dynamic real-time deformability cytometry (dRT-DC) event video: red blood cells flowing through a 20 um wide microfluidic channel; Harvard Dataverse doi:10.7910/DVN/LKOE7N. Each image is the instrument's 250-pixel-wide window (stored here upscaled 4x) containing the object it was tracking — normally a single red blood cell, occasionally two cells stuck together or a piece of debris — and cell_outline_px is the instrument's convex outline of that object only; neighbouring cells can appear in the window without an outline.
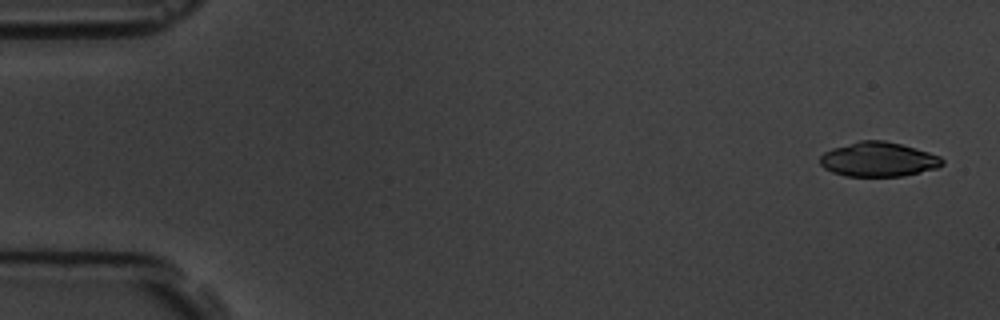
{"species": "common noctule bat (a hibernating species)", "species_latin": "Nyctalus noctula", "temperature_condition": "room temperature", "stored_images_in_passage": 13, "camera_frame_rate_fps": 3000, "um_per_image_px": 0.085, "animal": {"sex": "male", "body_mass_g": 19.5, "forearm_length_mm": 54.6}, "frame": {"image": 1, "passage_image": 1, "time_ms": 0.0, "image_size_px": [1000, 320], "cell_outline_px": [[944, 164], [936, 168], [904, 176], [848, 176], [832, 172], [824, 168], [820, 164], [820, 156], [824, 152], [832, 148], [860, 140], [884, 140], [916, 148], [940, 156], [944, 160]], "centroid_in_image_um": [74.66, 13.55], "position_along_channel_um": 10.3, "area_um2": 24.57}}
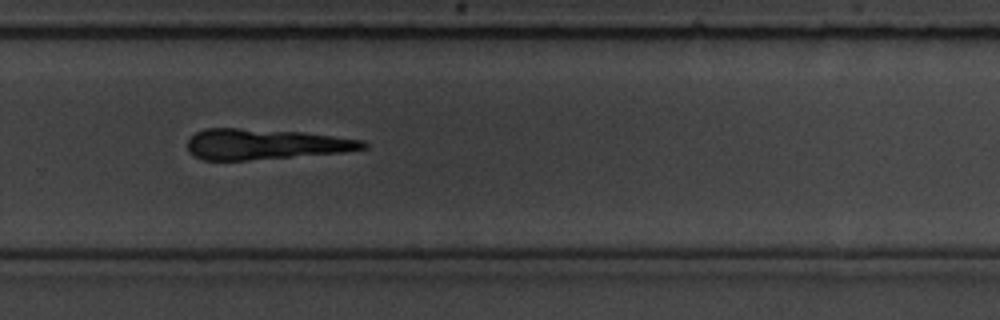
{"frame": {"image": 2, "passage_image": 11, "time_ms": 12.0, "image_size_px": [1000, 320], "cell_outline_px": [[368, 148], [344, 152], [248, 160], [204, 160], [188, 152], [188, 140], [196, 132], [204, 128], [236, 128], [304, 132], [364, 140], [368, 144]], "centroid_in_image_um": [22.56, 12.25], "position_along_channel_um": 307.2, "area_um2": 31.21}}